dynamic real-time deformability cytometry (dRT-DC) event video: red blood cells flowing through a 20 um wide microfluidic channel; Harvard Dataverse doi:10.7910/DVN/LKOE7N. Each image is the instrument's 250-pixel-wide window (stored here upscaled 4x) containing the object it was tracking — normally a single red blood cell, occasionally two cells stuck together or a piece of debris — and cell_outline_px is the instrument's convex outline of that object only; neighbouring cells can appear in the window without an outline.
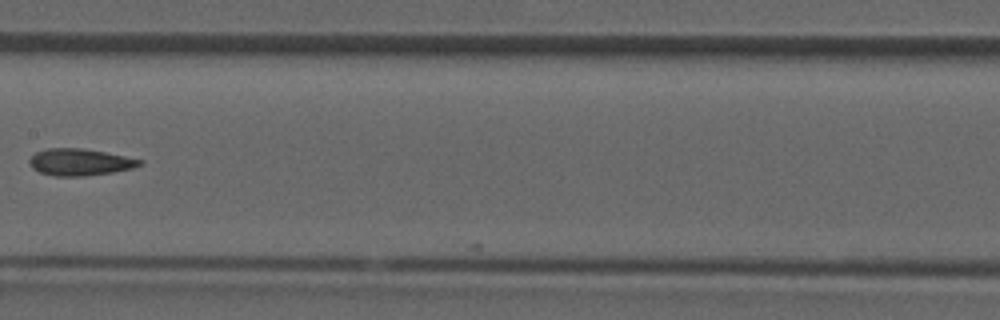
{"species": "common noctule bat (a hibernating species)", "species_latin": "Nyctalus noctula", "temperature_condition": "room temperature", "stored_images_in_passage": 10, "camera_frame_rate_fps": 3000, "um_per_image_px": 0.085, "animal": {"sex": "male", "forearm_length_mm": 52.5}, "frame": {"image": 1, "passage_image": 8, "time_ms": 2.333, "image_size_px": [1000, 320], "cell_outline_px": [[144, 160], [140, 164], [132, 168], [112, 172], [84, 176], [56, 176], [40, 172], [32, 168], [28, 164], [28, 160], [36, 152], [48, 148], [84, 148]], "centroid_in_image_um": [6.75, 13.77], "position_along_channel_um": 200.7, "area_um2": 17.11}}